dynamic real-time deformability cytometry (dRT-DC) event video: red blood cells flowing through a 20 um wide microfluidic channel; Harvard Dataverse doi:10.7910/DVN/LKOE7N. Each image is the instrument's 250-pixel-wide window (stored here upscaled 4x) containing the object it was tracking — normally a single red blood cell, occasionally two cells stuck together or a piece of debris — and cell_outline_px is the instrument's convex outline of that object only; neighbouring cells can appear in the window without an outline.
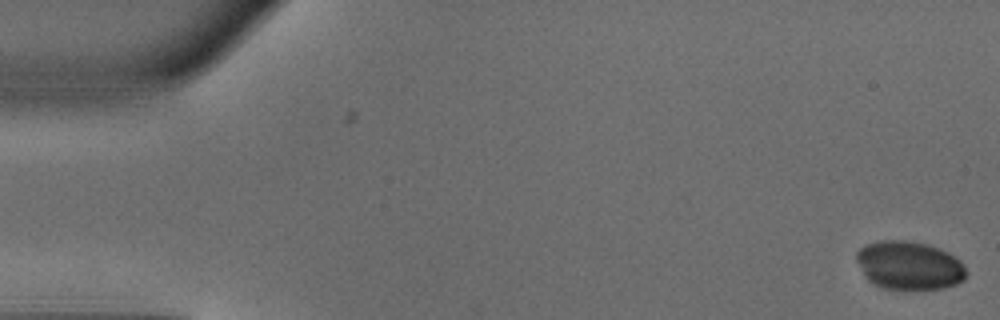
{"species": "common noctule bat (a hibernating species)", "species_latin": "Nyctalus noctula", "temperature_condition": "warm", "stored_images_in_passage": 4, "camera_frame_rate_fps": 3000, "um_per_image_px": 0.085, "animal": {"sex": "male", "body_mass_g": 18.8}, "frame": {"image": 1, "passage_image": 4, "time_ms": 1.0, "image_size_px": [1000, 320], "cell_outline_px": [[968, 272], [964, 280], [956, 284], [944, 288], [884, 288], [868, 280], [864, 276], [856, 260], [856, 252], [860, 248], [868, 244], [880, 240], [904, 240], [928, 244], [940, 248], [956, 256], [960, 260]], "centroid_in_image_um": [77.3, 22.54], "position_along_channel_um": 7.7, "area_um2": 30.98}}